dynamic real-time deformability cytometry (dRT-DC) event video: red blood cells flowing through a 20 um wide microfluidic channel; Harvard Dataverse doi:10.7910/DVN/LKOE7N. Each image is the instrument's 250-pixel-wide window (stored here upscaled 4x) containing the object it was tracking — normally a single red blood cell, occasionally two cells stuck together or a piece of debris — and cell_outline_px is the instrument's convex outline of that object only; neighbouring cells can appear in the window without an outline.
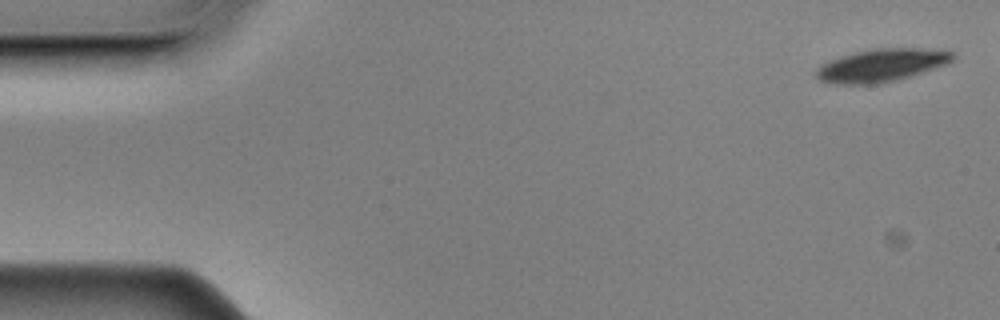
{"species": "Egyptian fruit bat (a non-hibernating species)", "species_latin": "Rousettus aegyptiacus", "temperature_condition": "cold", "stored_images_in_passage": 51, "camera_frame_rate_fps": 3000, "um_per_image_px": 0.085, "animal": {"sex": "male"}, "frame": {"image": 1, "passage_image": 1, "time_ms": 0.0, "image_size_px": [1000, 320], "cell_outline_px": [[956, 56], [952, 60], [944, 64], [908, 76], [876, 84], [844, 84], [820, 80], [816, 76], [816, 72], [824, 64], [832, 60], [856, 52], [876, 48], [920, 48], [952, 52]], "centroid_in_image_um": [74.94, 5.54], "position_along_channel_um": 10.1, "area_um2": 25.03}}
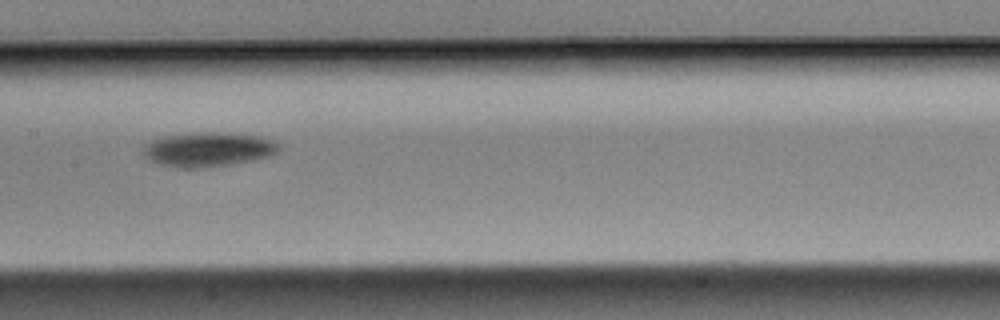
{"frame": {"image": 2, "passage_image": 27, "time_ms": 8.667, "image_size_px": [1000, 320], "cell_outline_px": [[280, 148], [276, 152], [268, 156], [252, 160], [228, 164], [192, 168], [180, 168], [160, 164], [144, 156], [144, 144], [152, 140], [164, 136], [192, 132], [220, 132], [260, 136], [276, 140], [280, 144]], "centroid_in_image_um": [17.71, 12.67], "position_along_channel_um": 189.7, "area_um2": 27.05}}
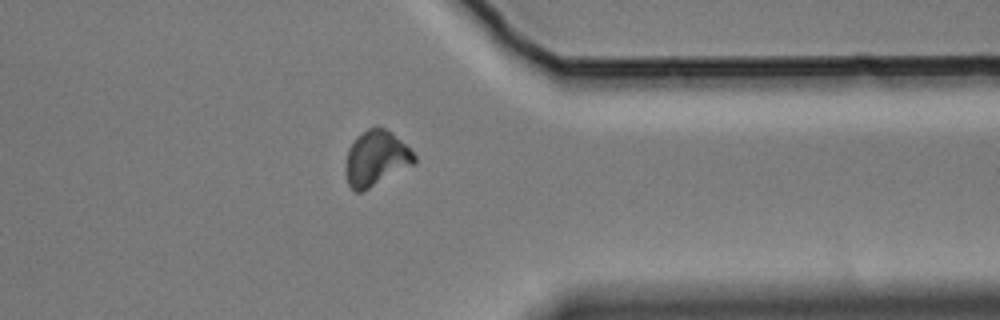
{"frame": {"image": 3, "passage_image": 44, "time_ms": 14.333, "image_size_px": [1000, 320], "cell_outline_px": [[416, 164], [364, 192], [356, 192], [348, 184], [344, 172], [344, 168], [348, 148], [356, 136], [368, 128], [384, 128], [400, 140], [416, 156]], "centroid_in_image_um": [31.94, 13.51], "position_along_channel_um": 379.5, "area_um2": 22.37}}